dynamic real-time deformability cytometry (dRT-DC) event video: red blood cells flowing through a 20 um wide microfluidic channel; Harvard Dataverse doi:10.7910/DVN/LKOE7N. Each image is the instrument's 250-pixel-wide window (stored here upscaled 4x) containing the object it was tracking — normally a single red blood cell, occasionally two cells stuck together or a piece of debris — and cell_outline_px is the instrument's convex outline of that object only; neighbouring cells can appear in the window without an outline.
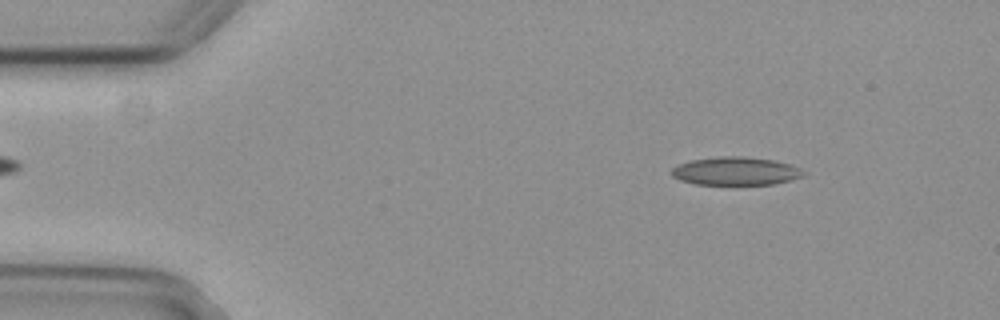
{"species": "common noctule bat (a hibernating species)", "species_latin": "Nyctalus noctula", "temperature_condition": "cold", "stored_images_in_passage": 54, "camera_frame_rate_fps": 3000, "um_per_image_px": 0.085, "animal": {"sex": "female", "body_mass_g": 29.2, "forearm_length_mm": 56.3}, "frame": {"image": 1, "passage_image": 7, "time_ms": 2.0, "image_size_px": [1000, 320], "cell_outline_px": [[804, 176], [772, 184], [696, 184], [680, 180], [672, 176], [672, 168], [680, 164], [692, 160], [720, 156], [744, 156], [772, 160], [788, 164], [800, 168], [804, 172]], "centroid_in_image_um": [62.52, 14.54], "position_along_channel_um": 22.5, "area_um2": 21.33}}
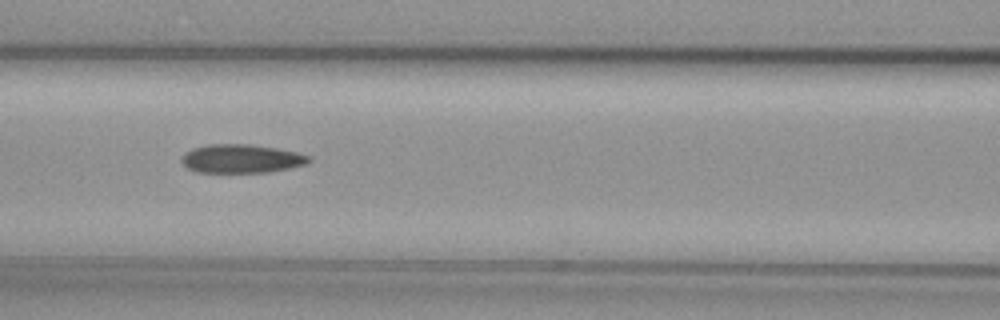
{"frame": {"image": 2, "passage_image": 23, "time_ms": 7.333, "image_size_px": [1000, 320], "cell_outline_px": [[312, 160], [304, 164], [288, 168], [268, 172], [196, 172], [188, 168], [180, 160], [180, 156], [184, 152], [192, 148], [208, 144], [248, 144], [276, 148], [296, 152], [312, 156]], "centroid_in_image_um": [20.48, 13.48], "position_along_channel_um": 146.1, "area_um2": 21.27}}
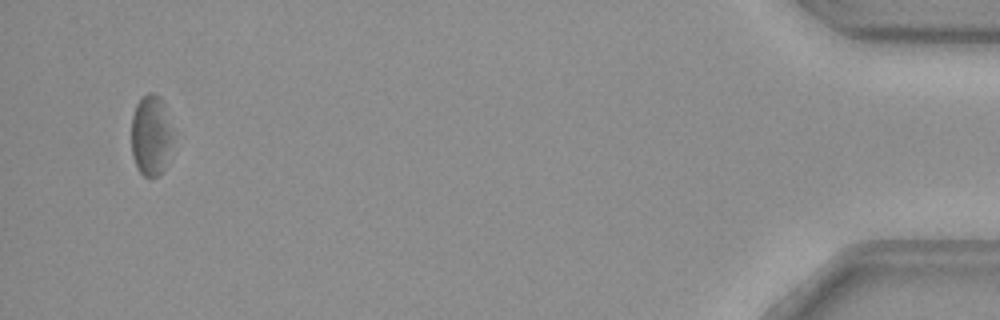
{"frame": {"image": 3, "passage_image": 52, "time_ms": 17.0, "image_size_px": [1000, 320], "cell_outline_px": [[172, 140], [168, 164], [156, 176], [144, 176], [136, 168], [132, 156], [132, 116], [136, 104], [148, 92], [152, 92], [160, 96], [164, 100]], "centroid_in_image_um": [12.82, 11.51], "position_along_channel_um": 422.4, "area_um2": 19.48}}